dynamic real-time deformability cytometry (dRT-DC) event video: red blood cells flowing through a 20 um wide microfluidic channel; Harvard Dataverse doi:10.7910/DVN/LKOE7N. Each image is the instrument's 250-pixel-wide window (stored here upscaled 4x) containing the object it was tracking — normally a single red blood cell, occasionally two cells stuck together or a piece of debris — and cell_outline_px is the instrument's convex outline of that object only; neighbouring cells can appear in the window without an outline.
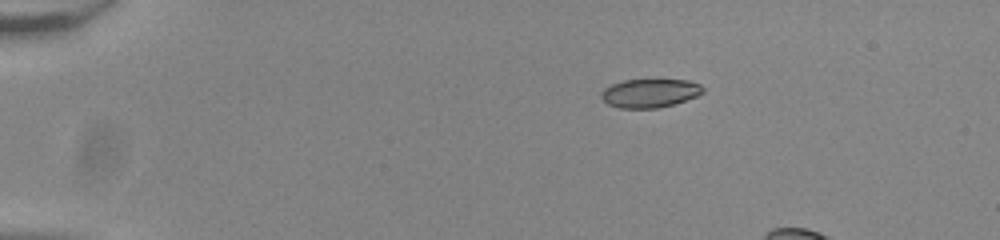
{"species": "common noctule bat (a hibernating species)", "species_latin": "Nyctalus noctula", "temperature_condition": "room temperature", "stored_images_in_passage": 13, "camera_frame_rate_fps": 3000, "um_per_image_px": 0.085, "animal": {"sex": "male", "body_mass_g": 20.0, "forearm_length_mm": 53.3}, "frame": {"image": 1, "passage_image": 1, "time_ms": 0.0, "image_size_px": [1000, 240], "cell_outline_px": [[704, 92], [696, 96], [672, 104], [656, 108], [620, 108], [608, 104], [600, 96], [600, 92], [604, 88], [612, 84], [624, 80], [688, 80], [700, 84], [704, 88]], "centroid_in_image_um": [55.22, 7.91], "position_along_channel_um": 29.8, "area_um2": 16.82}}
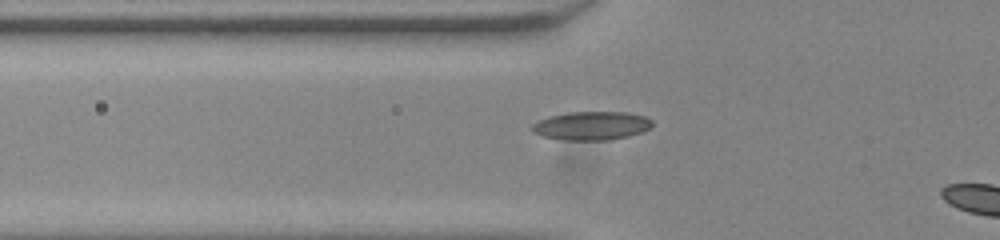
{"frame": {"image": 2, "passage_image": 11, "time_ms": 3.333, "image_size_px": [1000, 240], "cell_outline_px": [[652, 128], [628, 136], [608, 140], [564, 140], [544, 136], [532, 132], [532, 124], [536, 120], [548, 116], [568, 112], [628, 112], [644, 116], [652, 120]], "centroid_in_image_um": [50.26, 10.68], "position_along_channel_um": 75.5, "area_um2": 20.11}}